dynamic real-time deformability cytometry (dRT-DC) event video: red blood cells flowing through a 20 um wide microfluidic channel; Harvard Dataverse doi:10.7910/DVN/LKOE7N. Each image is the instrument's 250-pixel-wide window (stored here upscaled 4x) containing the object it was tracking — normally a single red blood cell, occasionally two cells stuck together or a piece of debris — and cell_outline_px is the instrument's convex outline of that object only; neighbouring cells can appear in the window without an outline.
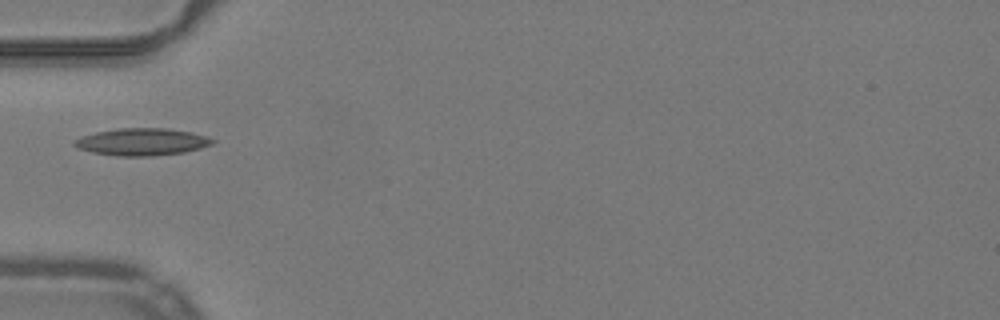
{"species": "common noctule bat (a hibernating species)", "species_latin": "Nyctalus noctula", "temperature_condition": "warm", "stored_images_in_passage": 13, "camera_frame_rate_fps": 3000, "um_per_image_px": 0.085, "animal": {"sex": "male", "body_mass_g": 19.2, "forearm_length_mm": 51.8}, "frame": {"image": 1, "passage_image": 1, "time_ms": 0.0, "image_size_px": [1000, 320], "cell_outline_px": [[216, 140], [212, 144], [200, 148], [184, 152], [152, 156], [116, 156], [92, 152], [80, 148], [72, 144], [80, 136], [96, 132], [116, 128], [168, 128], [192, 132]], "centroid_in_image_um": [12.06, 12.05], "position_along_channel_um": 72.9, "area_um2": 21.85}}
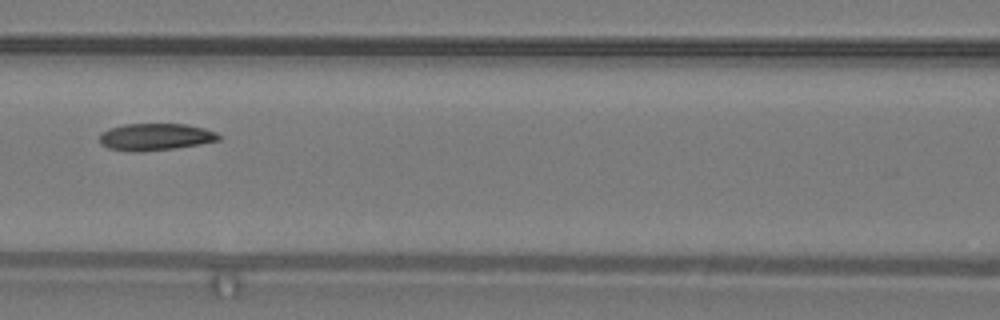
{"frame": {"image": 2, "passage_image": 7, "time_ms": 2.0, "image_size_px": [1000, 320], "cell_outline_px": [[220, 140], [200, 144], [176, 148], [140, 152], [132, 152], [108, 148], [100, 144], [100, 132], [108, 128], [124, 124], [184, 124], [204, 128], [216, 132], [220, 136]], "centroid_in_image_um": [13.17, 11.64], "position_along_channel_um": 153.4, "area_um2": 18.9}}
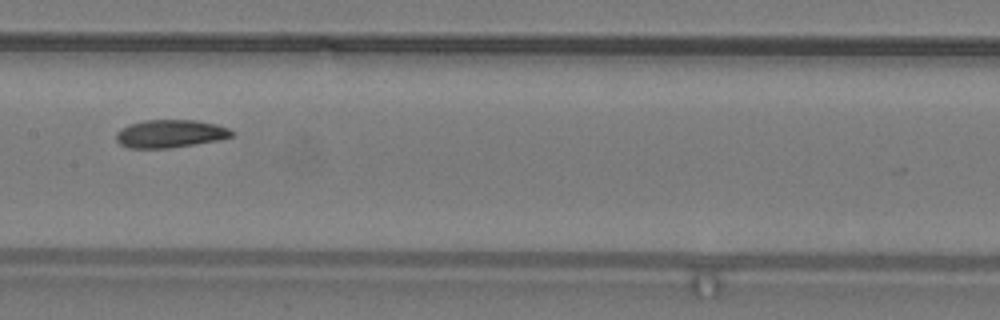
{"frame": {"image": 3, "passage_image": 10, "time_ms": 3.0, "image_size_px": [1000, 320], "cell_outline_px": [[232, 136], [216, 140], [168, 148], [128, 148], [120, 144], [116, 140], [116, 132], [120, 128], [128, 124], [144, 120], [196, 120], [216, 124], [228, 128], [232, 132]], "centroid_in_image_um": [14.39, 11.35], "position_along_channel_um": 193.0, "area_um2": 18.67}}